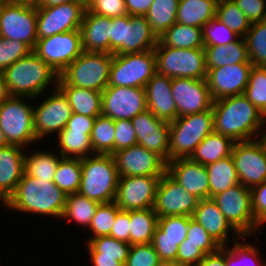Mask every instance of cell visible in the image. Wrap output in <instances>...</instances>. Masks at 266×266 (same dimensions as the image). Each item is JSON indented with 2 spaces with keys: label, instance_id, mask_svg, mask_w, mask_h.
Listing matches in <instances>:
<instances>
[{
  "label": "cell",
  "instance_id": "66",
  "mask_svg": "<svg viewBox=\"0 0 266 266\" xmlns=\"http://www.w3.org/2000/svg\"><path fill=\"white\" fill-rule=\"evenodd\" d=\"M264 126H266V125L264 124ZM257 139L261 143V145L264 148V151L266 153V127L262 128V130L260 131Z\"/></svg>",
  "mask_w": 266,
  "mask_h": 266
},
{
  "label": "cell",
  "instance_id": "56",
  "mask_svg": "<svg viewBox=\"0 0 266 266\" xmlns=\"http://www.w3.org/2000/svg\"><path fill=\"white\" fill-rule=\"evenodd\" d=\"M251 23L266 20V0H233Z\"/></svg>",
  "mask_w": 266,
  "mask_h": 266
},
{
  "label": "cell",
  "instance_id": "46",
  "mask_svg": "<svg viewBox=\"0 0 266 266\" xmlns=\"http://www.w3.org/2000/svg\"><path fill=\"white\" fill-rule=\"evenodd\" d=\"M244 95L266 117V67L252 66Z\"/></svg>",
  "mask_w": 266,
  "mask_h": 266
},
{
  "label": "cell",
  "instance_id": "2",
  "mask_svg": "<svg viewBox=\"0 0 266 266\" xmlns=\"http://www.w3.org/2000/svg\"><path fill=\"white\" fill-rule=\"evenodd\" d=\"M65 203V193L54 182L39 180L24 172L14 193L2 206L20 213L61 219Z\"/></svg>",
  "mask_w": 266,
  "mask_h": 266
},
{
  "label": "cell",
  "instance_id": "22",
  "mask_svg": "<svg viewBox=\"0 0 266 266\" xmlns=\"http://www.w3.org/2000/svg\"><path fill=\"white\" fill-rule=\"evenodd\" d=\"M252 66L237 63L207 70L206 81L212 100L244 94Z\"/></svg>",
  "mask_w": 266,
  "mask_h": 266
},
{
  "label": "cell",
  "instance_id": "16",
  "mask_svg": "<svg viewBox=\"0 0 266 266\" xmlns=\"http://www.w3.org/2000/svg\"><path fill=\"white\" fill-rule=\"evenodd\" d=\"M144 87L107 86L102 91V115L112 120H131L146 111Z\"/></svg>",
  "mask_w": 266,
  "mask_h": 266
},
{
  "label": "cell",
  "instance_id": "38",
  "mask_svg": "<svg viewBox=\"0 0 266 266\" xmlns=\"http://www.w3.org/2000/svg\"><path fill=\"white\" fill-rule=\"evenodd\" d=\"M91 134L84 132H60L56 138V152L62 157L83 159L94 155L90 140Z\"/></svg>",
  "mask_w": 266,
  "mask_h": 266
},
{
  "label": "cell",
  "instance_id": "60",
  "mask_svg": "<svg viewBox=\"0 0 266 266\" xmlns=\"http://www.w3.org/2000/svg\"><path fill=\"white\" fill-rule=\"evenodd\" d=\"M95 119L96 117L72 113L65 128L61 132H84V134H91Z\"/></svg>",
  "mask_w": 266,
  "mask_h": 266
},
{
  "label": "cell",
  "instance_id": "71",
  "mask_svg": "<svg viewBox=\"0 0 266 266\" xmlns=\"http://www.w3.org/2000/svg\"><path fill=\"white\" fill-rule=\"evenodd\" d=\"M0 3H2L3 5H7L13 3V0H0Z\"/></svg>",
  "mask_w": 266,
  "mask_h": 266
},
{
  "label": "cell",
  "instance_id": "29",
  "mask_svg": "<svg viewBox=\"0 0 266 266\" xmlns=\"http://www.w3.org/2000/svg\"><path fill=\"white\" fill-rule=\"evenodd\" d=\"M57 87L69 101L73 113L97 117L102 112V92L68 85L60 76Z\"/></svg>",
  "mask_w": 266,
  "mask_h": 266
},
{
  "label": "cell",
  "instance_id": "12",
  "mask_svg": "<svg viewBox=\"0 0 266 266\" xmlns=\"http://www.w3.org/2000/svg\"><path fill=\"white\" fill-rule=\"evenodd\" d=\"M32 51L60 76L83 52L81 31L72 30L38 39Z\"/></svg>",
  "mask_w": 266,
  "mask_h": 266
},
{
  "label": "cell",
  "instance_id": "47",
  "mask_svg": "<svg viewBox=\"0 0 266 266\" xmlns=\"http://www.w3.org/2000/svg\"><path fill=\"white\" fill-rule=\"evenodd\" d=\"M119 210L120 208L115 202L99 204L88 227L92 232L91 235H93L87 238L85 242H88L91 238L110 236L112 226Z\"/></svg>",
  "mask_w": 266,
  "mask_h": 266
},
{
  "label": "cell",
  "instance_id": "34",
  "mask_svg": "<svg viewBox=\"0 0 266 266\" xmlns=\"http://www.w3.org/2000/svg\"><path fill=\"white\" fill-rule=\"evenodd\" d=\"M158 40L164 45L180 49L204 48L202 28L174 23Z\"/></svg>",
  "mask_w": 266,
  "mask_h": 266
},
{
  "label": "cell",
  "instance_id": "52",
  "mask_svg": "<svg viewBox=\"0 0 266 266\" xmlns=\"http://www.w3.org/2000/svg\"><path fill=\"white\" fill-rule=\"evenodd\" d=\"M159 256L152 243L131 245L124 266H156Z\"/></svg>",
  "mask_w": 266,
  "mask_h": 266
},
{
  "label": "cell",
  "instance_id": "36",
  "mask_svg": "<svg viewBox=\"0 0 266 266\" xmlns=\"http://www.w3.org/2000/svg\"><path fill=\"white\" fill-rule=\"evenodd\" d=\"M205 167L209 176V198L239 183L231 155Z\"/></svg>",
  "mask_w": 266,
  "mask_h": 266
},
{
  "label": "cell",
  "instance_id": "25",
  "mask_svg": "<svg viewBox=\"0 0 266 266\" xmlns=\"http://www.w3.org/2000/svg\"><path fill=\"white\" fill-rule=\"evenodd\" d=\"M221 246H229L237 240L246 239L242 237L227 221L212 198L200 199L192 216ZM233 232V233H232ZM234 236V238H230ZM230 235V236H229Z\"/></svg>",
  "mask_w": 266,
  "mask_h": 266
},
{
  "label": "cell",
  "instance_id": "18",
  "mask_svg": "<svg viewBox=\"0 0 266 266\" xmlns=\"http://www.w3.org/2000/svg\"><path fill=\"white\" fill-rule=\"evenodd\" d=\"M199 200L166 172L159 181L153 208L158 217H192Z\"/></svg>",
  "mask_w": 266,
  "mask_h": 266
},
{
  "label": "cell",
  "instance_id": "27",
  "mask_svg": "<svg viewBox=\"0 0 266 266\" xmlns=\"http://www.w3.org/2000/svg\"><path fill=\"white\" fill-rule=\"evenodd\" d=\"M19 145L0 148V201L2 205L14 193L25 172V152Z\"/></svg>",
  "mask_w": 266,
  "mask_h": 266
},
{
  "label": "cell",
  "instance_id": "21",
  "mask_svg": "<svg viewBox=\"0 0 266 266\" xmlns=\"http://www.w3.org/2000/svg\"><path fill=\"white\" fill-rule=\"evenodd\" d=\"M171 90L178 117L212 108L213 100L206 79L172 78Z\"/></svg>",
  "mask_w": 266,
  "mask_h": 266
},
{
  "label": "cell",
  "instance_id": "48",
  "mask_svg": "<svg viewBox=\"0 0 266 266\" xmlns=\"http://www.w3.org/2000/svg\"><path fill=\"white\" fill-rule=\"evenodd\" d=\"M188 231V216H166L158 218L153 239H170L178 241L180 245Z\"/></svg>",
  "mask_w": 266,
  "mask_h": 266
},
{
  "label": "cell",
  "instance_id": "44",
  "mask_svg": "<svg viewBox=\"0 0 266 266\" xmlns=\"http://www.w3.org/2000/svg\"><path fill=\"white\" fill-rule=\"evenodd\" d=\"M85 244L89 250V256L118 257V261L123 265L126 262L131 246L111 236L91 238L88 242H85Z\"/></svg>",
  "mask_w": 266,
  "mask_h": 266
},
{
  "label": "cell",
  "instance_id": "68",
  "mask_svg": "<svg viewBox=\"0 0 266 266\" xmlns=\"http://www.w3.org/2000/svg\"><path fill=\"white\" fill-rule=\"evenodd\" d=\"M10 145L5 137V134L0 128V148H4L6 146Z\"/></svg>",
  "mask_w": 266,
  "mask_h": 266
},
{
  "label": "cell",
  "instance_id": "33",
  "mask_svg": "<svg viewBox=\"0 0 266 266\" xmlns=\"http://www.w3.org/2000/svg\"><path fill=\"white\" fill-rule=\"evenodd\" d=\"M158 218L154 208L131 210L129 244L152 243L155 229L158 226Z\"/></svg>",
  "mask_w": 266,
  "mask_h": 266
},
{
  "label": "cell",
  "instance_id": "17",
  "mask_svg": "<svg viewBox=\"0 0 266 266\" xmlns=\"http://www.w3.org/2000/svg\"><path fill=\"white\" fill-rule=\"evenodd\" d=\"M37 8V39L80 30L85 8L72 1L56 6H36Z\"/></svg>",
  "mask_w": 266,
  "mask_h": 266
},
{
  "label": "cell",
  "instance_id": "64",
  "mask_svg": "<svg viewBox=\"0 0 266 266\" xmlns=\"http://www.w3.org/2000/svg\"><path fill=\"white\" fill-rule=\"evenodd\" d=\"M11 96L8 91L7 84L5 83L4 76L2 72H0V104L6 101Z\"/></svg>",
  "mask_w": 266,
  "mask_h": 266
},
{
  "label": "cell",
  "instance_id": "7",
  "mask_svg": "<svg viewBox=\"0 0 266 266\" xmlns=\"http://www.w3.org/2000/svg\"><path fill=\"white\" fill-rule=\"evenodd\" d=\"M156 73L169 78L206 79L204 48L180 49L164 46L159 40L154 48Z\"/></svg>",
  "mask_w": 266,
  "mask_h": 266
},
{
  "label": "cell",
  "instance_id": "39",
  "mask_svg": "<svg viewBox=\"0 0 266 266\" xmlns=\"http://www.w3.org/2000/svg\"><path fill=\"white\" fill-rule=\"evenodd\" d=\"M98 205V202L79 193L66 195L65 209L61 218L69 219L66 221H73L84 228L89 227Z\"/></svg>",
  "mask_w": 266,
  "mask_h": 266
},
{
  "label": "cell",
  "instance_id": "32",
  "mask_svg": "<svg viewBox=\"0 0 266 266\" xmlns=\"http://www.w3.org/2000/svg\"><path fill=\"white\" fill-rule=\"evenodd\" d=\"M218 0H180L176 22L202 27L216 17Z\"/></svg>",
  "mask_w": 266,
  "mask_h": 266
},
{
  "label": "cell",
  "instance_id": "59",
  "mask_svg": "<svg viewBox=\"0 0 266 266\" xmlns=\"http://www.w3.org/2000/svg\"><path fill=\"white\" fill-rule=\"evenodd\" d=\"M152 245L160 261H176L178 241L170 239H153Z\"/></svg>",
  "mask_w": 266,
  "mask_h": 266
},
{
  "label": "cell",
  "instance_id": "58",
  "mask_svg": "<svg viewBox=\"0 0 266 266\" xmlns=\"http://www.w3.org/2000/svg\"><path fill=\"white\" fill-rule=\"evenodd\" d=\"M130 211L119 210L112 226L110 236L129 244Z\"/></svg>",
  "mask_w": 266,
  "mask_h": 266
},
{
  "label": "cell",
  "instance_id": "65",
  "mask_svg": "<svg viewBox=\"0 0 266 266\" xmlns=\"http://www.w3.org/2000/svg\"><path fill=\"white\" fill-rule=\"evenodd\" d=\"M72 1H75V0H41L39 6L51 7V6H56L60 4H66Z\"/></svg>",
  "mask_w": 266,
  "mask_h": 266
},
{
  "label": "cell",
  "instance_id": "43",
  "mask_svg": "<svg viewBox=\"0 0 266 266\" xmlns=\"http://www.w3.org/2000/svg\"><path fill=\"white\" fill-rule=\"evenodd\" d=\"M244 39L251 64L266 67V20L251 23Z\"/></svg>",
  "mask_w": 266,
  "mask_h": 266
},
{
  "label": "cell",
  "instance_id": "53",
  "mask_svg": "<svg viewBox=\"0 0 266 266\" xmlns=\"http://www.w3.org/2000/svg\"><path fill=\"white\" fill-rule=\"evenodd\" d=\"M114 153L137 144V135L131 120H114Z\"/></svg>",
  "mask_w": 266,
  "mask_h": 266
},
{
  "label": "cell",
  "instance_id": "5",
  "mask_svg": "<svg viewBox=\"0 0 266 266\" xmlns=\"http://www.w3.org/2000/svg\"><path fill=\"white\" fill-rule=\"evenodd\" d=\"M169 161L190 158L196 147L214 131L212 108L178 117L169 123Z\"/></svg>",
  "mask_w": 266,
  "mask_h": 266
},
{
  "label": "cell",
  "instance_id": "51",
  "mask_svg": "<svg viewBox=\"0 0 266 266\" xmlns=\"http://www.w3.org/2000/svg\"><path fill=\"white\" fill-rule=\"evenodd\" d=\"M32 50L23 42L0 37V72Z\"/></svg>",
  "mask_w": 266,
  "mask_h": 266
},
{
  "label": "cell",
  "instance_id": "41",
  "mask_svg": "<svg viewBox=\"0 0 266 266\" xmlns=\"http://www.w3.org/2000/svg\"><path fill=\"white\" fill-rule=\"evenodd\" d=\"M115 126L114 120L105 115L95 119L90 135L94 154H114Z\"/></svg>",
  "mask_w": 266,
  "mask_h": 266
},
{
  "label": "cell",
  "instance_id": "10",
  "mask_svg": "<svg viewBox=\"0 0 266 266\" xmlns=\"http://www.w3.org/2000/svg\"><path fill=\"white\" fill-rule=\"evenodd\" d=\"M113 54L83 51L60 75L70 86L102 92L109 81Z\"/></svg>",
  "mask_w": 266,
  "mask_h": 266
},
{
  "label": "cell",
  "instance_id": "9",
  "mask_svg": "<svg viewBox=\"0 0 266 266\" xmlns=\"http://www.w3.org/2000/svg\"><path fill=\"white\" fill-rule=\"evenodd\" d=\"M231 226L242 236L251 237L256 232L262 234L261 227L254 218L251 189L241 183L212 197Z\"/></svg>",
  "mask_w": 266,
  "mask_h": 266
},
{
  "label": "cell",
  "instance_id": "62",
  "mask_svg": "<svg viewBox=\"0 0 266 266\" xmlns=\"http://www.w3.org/2000/svg\"><path fill=\"white\" fill-rule=\"evenodd\" d=\"M129 15L145 16L154 0H124Z\"/></svg>",
  "mask_w": 266,
  "mask_h": 266
},
{
  "label": "cell",
  "instance_id": "26",
  "mask_svg": "<svg viewBox=\"0 0 266 266\" xmlns=\"http://www.w3.org/2000/svg\"><path fill=\"white\" fill-rule=\"evenodd\" d=\"M147 108L158 119L172 122L178 118L172 96L171 78L155 73L145 85Z\"/></svg>",
  "mask_w": 266,
  "mask_h": 266
},
{
  "label": "cell",
  "instance_id": "54",
  "mask_svg": "<svg viewBox=\"0 0 266 266\" xmlns=\"http://www.w3.org/2000/svg\"><path fill=\"white\" fill-rule=\"evenodd\" d=\"M87 10L96 15L112 19L128 14L124 0H94Z\"/></svg>",
  "mask_w": 266,
  "mask_h": 266
},
{
  "label": "cell",
  "instance_id": "49",
  "mask_svg": "<svg viewBox=\"0 0 266 266\" xmlns=\"http://www.w3.org/2000/svg\"><path fill=\"white\" fill-rule=\"evenodd\" d=\"M201 28L204 46H224L240 37L216 17Z\"/></svg>",
  "mask_w": 266,
  "mask_h": 266
},
{
  "label": "cell",
  "instance_id": "13",
  "mask_svg": "<svg viewBox=\"0 0 266 266\" xmlns=\"http://www.w3.org/2000/svg\"><path fill=\"white\" fill-rule=\"evenodd\" d=\"M0 37L21 41L33 50L38 40L36 6L3 5L0 11Z\"/></svg>",
  "mask_w": 266,
  "mask_h": 266
},
{
  "label": "cell",
  "instance_id": "69",
  "mask_svg": "<svg viewBox=\"0 0 266 266\" xmlns=\"http://www.w3.org/2000/svg\"><path fill=\"white\" fill-rule=\"evenodd\" d=\"M156 266H181L176 261H160Z\"/></svg>",
  "mask_w": 266,
  "mask_h": 266
},
{
  "label": "cell",
  "instance_id": "57",
  "mask_svg": "<svg viewBox=\"0 0 266 266\" xmlns=\"http://www.w3.org/2000/svg\"><path fill=\"white\" fill-rule=\"evenodd\" d=\"M206 254L197 245L185 244L178 246L176 262L181 266H198Z\"/></svg>",
  "mask_w": 266,
  "mask_h": 266
},
{
  "label": "cell",
  "instance_id": "42",
  "mask_svg": "<svg viewBox=\"0 0 266 266\" xmlns=\"http://www.w3.org/2000/svg\"><path fill=\"white\" fill-rule=\"evenodd\" d=\"M216 18L240 37H244L251 26V22L233 0H218Z\"/></svg>",
  "mask_w": 266,
  "mask_h": 266
},
{
  "label": "cell",
  "instance_id": "30",
  "mask_svg": "<svg viewBox=\"0 0 266 266\" xmlns=\"http://www.w3.org/2000/svg\"><path fill=\"white\" fill-rule=\"evenodd\" d=\"M207 70L237 63H251L244 37L227 45L204 46Z\"/></svg>",
  "mask_w": 266,
  "mask_h": 266
},
{
  "label": "cell",
  "instance_id": "19",
  "mask_svg": "<svg viewBox=\"0 0 266 266\" xmlns=\"http://www.w3.org/2000/svg\"><path fill=\"white\" fill-rule=\"evenodd\" d=\"M162 176H123L118 179L115 203L120 210L153 208Z\"/></svg>",
  "mask_w": 266,
  "mask_h": 266
},
{
  "label": "cell",
  "instance_id": "70",
  "mask_svg": "<svg viewBox=\"0 0 266 266\" xmlns=\"http://www.w3.org/2000/svg\"><path fill=\"white\" fill-rule=\"evenodd\" d=\"M75 1L81 4L85 9H87L94 0H75Z\"/></svg>",
  "mask_w": 266,
  "mask_h": 266
},
{
  "label": "cell",
  "instance_id": "37",
  "mask_svg": "<svg viewBox=\"0 0 266 266\" xmlns=\"http://www.w3.org/2000/svg\"><path fill=\"white\" fill-rule=\"evenodd\" d=\"M180 0H154L145 15L152 32L160 36L176 23L177 10Z\"/></svg>",
  "mask_w": 266,
  "mask_h": 266
},
{
  "label": "cell",
  "instance_id": "35",
  "mask_svg": "<svg viewBox=\"0 0 266 266\" xmlns=\"http://www.w3.org/2000/svg\"><path fill=\"white\" fill-rule=\"evenodd\" d=\"M25 153V173L39 180L53 182L57 165L62 156L57 152L44 150L28 151Z\"/></svg>",
  "mask_w": 266,
  "mask_h": 266
},
{
  "label": "cell",
  "instance_id": "23",
  "mask_svg": "<svg viewBox=\"0 0 266 266\" xmlns=\"http://www.w3.org/2000/svg\"><path fill=\"white\" fill-rule=\"evenodd\" d=\"M137 144L153 151L169 162V122L158 119L148 109L131 119Z\"/></svg>",
  "mask_w": 266,
  "mask_h": 266
},
{
  "label": "cell",
  "instance_id": "31",
  "mask_svg": "<svg viewBox=\"0 0 266 266\" xmlns=\"http://www.w3.org/2000/svg\"><path fill=\"white\" fill-rule=\"evenodd\" d=\"M234 143L230 137L213 131L196 147L190 159L207 166L230 156Z\"/></svg>",
  "mask_w": 266,
  "mask_h": 266
},
{
  "label": "cell",
  "instance_id": "45",
  "mask_svg": "<svg viewBox=\"0 0 266 266\" xmlns=\"http://www.w3.org/2000/svg\"><path fill=\"white\" fill-rule=\"evenodd\" d=\"M237 240L226 248V266H264L259 250L252 243ZM263 260V261H262Z\"/></svg>",
  "mask_w": 266,
  "mask_h": 266
},
{
  "label": "cell",
  "instance_id": "6",
  "mask_svg": "<svg viewBox=\"0 0 266 266\" xmlns=\"http://www.w3.org/2000/svg\"><path fill=\"white\" fill-rule=\"evenodd\" d=\"M157 43L158 38L152 32L146 16L127 14L111 18L110 54L149 51Z\"/></svg>",
  "mask_w": 266,
  "mask_h": 266
},
{
  "label": "cell",
  "instance_id": "14",
  "mask_svg": "<svg viewBox=\"0 0 266 266\" xmlns=\"http://www.w3.org/2000/svg\"><path fill=\"white\" fill-rule=\"evenodd\" d=\"M51 90L52 93L34 107V131L39 142L48 135H58L73 113L64 93L57 86Z\"/></svg>",
  "mask_w": 266,
  "mask_h": 266
},
{
  "label": "cell",
  "instance_id": "1",
  "mask_svg": "<svg viewBox=\"0 0 266 266\" xmlns=\"http://www.w3.org/2000/svg\"><path fill=\"white\" fill-rule=\"evenodd\" d=\"M214 132L234 142L257 139L266 117L242 95L217 99L212 103Z\"/></svg>",
  "mask_w": 266,
  "mask_h": 266
},
{
  "label": "cell",
  "instance_id": "24",
  "mask_svg": "<svg viewBox=\"0 0 266 266\" xmlns=\"http://www.w3.org/2000/svg\"><path fill=\"white\" fill-rule=\"evenodd\" d=\"M166 172L188 193L199 199L209 198V176L201 163L190 158H178L167 162Z\"/></svg>",
  "mask_w": 266,
  "mask_h": 266
},
{
  "label": "cell",
  "instance_id": "50",
  "mask_svg": "<svg viewBox=\"0 0 266 266\" xmlns=\"http://www.w3.org/2000/svg\"><path fill=\"white\" fill-rule=\"evenodd\" d=\"M185 244L197 245L205 253L217 251L221 245L192 217L188 216Z\"/></svg>",
  "mask_w": 266,
  "mask_h": 266
},
{
  "label": "cell",
  "instance_id": "15",
  "mask_svg": "<svg viewBox=\"0 0 266 266\" xmlns=\"http://www.w3.org/2000/svg\"><path fill=\"white\" fill-rule=\"evenodd\" d=\"M231 156L239 183L252 189L266 180V153L258 139L235 142Z\"/></svg>",
  "mask_w": 266,
  "mask_h": 266
},
{
  "label": "cell",
  "instance_id": "67",
  "mask_svg": "<svg viewBox=\"0 0 266 266\" xmlns=\"http://www.w3.org/2000/svg\"><path fill=\"white\" fill-rule=\"evenodd\" d=\"M41 0H13L16 4H27L32 6H39Z\"/></svg>",
  "mask_w": 266,
  "mask_h": 266
},
{
  "label": "cell",
  "instance_id": "63",
  "mask_svg": "<svg viewBox=\"0 0 266 266\" xmlns=\"http://www.w3.org/2000/svg\"><path fill=\"white\" fill-rule=\"evenodd\" d=\"M89 259L92 266H124L118 261V257L90 256Z\"/></svg>",
  "mask_w": 266,
  "mask_h": 266
},
{
  "label": "cell",
  "instance_id": "11",
  "mask_svg": "<svg viewBox=\"0 0 266 266\" xmlns=\"http://www.w3.org/2000/svg\"><path fill=\"white\" fill-rule=\"evenodd\" d=\"M155 73L154 49L129 54H113L108 85L145 87Z\"/></svg>",
  "mask_w": 266,
  "mask_h": 266
},
{
  "label": "cell",
  "instance_id": "40",
  "mask_svg": "<svg viewBox=\"0 0 266 266\" xmlns=\"http://www.w3.org/2000/svg\"><path fill=\"white\" fill-rule=\"evenodd\" d=\"M81 178V159L62 157L59 160L53 182L65 195L78 193Z\"/></svg>",
  "mask_w": 266,
  "mask_h": 266
},
{
  "label": "cell",
  "instance_id": "8",
  "mask_svg": "<svg viewBox=\"0 0 266 266\" xmlns=\"http://www.w3.org/2000/svg\"><path fill=\"white\" fill-rule=\"evenodd\" d=\"M28 100L32 98L10 96L0 104V128L8 143L26 149L38 143L34 131V106Z\"/></svg>",
  "mask_w": 266,
  "mask_h": 266
},
{
  "label": "cell",
  "instance_id": "55",
  "mask_svg": "<svg viewBox=\"0 0 266 266\" xmlns=\"http://www.w3.org/2000/svg\"><path fill=\"white\" fill-rule=\"evenodd\" d=\"M251 195L255 221L261 226V230H263V226L266 224V180L253 187Z\"/></svg>",
  "mask_w": 266,
  "mask_h": 266
},
{
  "label": "cell",
  "instance_id": "61",
  "mask_svg": "<svg viewBox=\"0 0 266 266\" xmlns=\"http://www.w3.org/2000/svg\"><path fill=\"white\" fill-rule=\"evenodd\" d=\"M226 247L221 246L217 251L206 254L198 266H226Z\"/></svg>",
  "mask_w": 266,
  "mask_h": 266
},
{
  "label": "cell",
  "instance_id": "4",
  "mask_svg": "<svg viewBox=\"0 0 266 266\" xmlns=\"http://www.w3.org/2000/svg\"><path fill=\"white\" fill-rule=\"evenodd\" d=\"M82 178L78 193L99 204L115 201L119 174L111 154H94L81 159Z\"/></svg>",
  "mask_w": 266,
  "mask_h": 266
},
{
  "label": "cell",
  "instance_id": "3",
  "mask_svg": "<svg viewBox=\"0 0 266 266\" xmlns=\"http://www.w3.org/2000/svg\"><path fill=\"white\" fill-rule=\"evenodd\" d=\"M11 96L38 99L59 75L33 51L2 72Z\"/></svg>",
  "mask_w": 266,
  "mask_h": 266
},
{
  "label": "cell",
  "instance_id": "20",
  "mask_svg": "<svg viewBox=\"0 0 266 266\" xmlns=\"http://www.w3.org/2000/svg\"><path fill=\"white\" fill-rule=\"evenodd\" d=\"M119 177L123 176H163L167 162L144 146L133 145L113 154Z\"/></svg>",
  "mask_w": 266,
  "mask_h": 266
},
{
  "label": "cell",
  "instance_id": "28",
  "mask_svg": "<svg viewBox=\"0 0 266 266\" xmlns=\"http://www.w3.org/2000/svg\"><path fill=\"white\" fill-rule=\"evenodd\" d=\"M80 31L83 51L110 53L111 18L96 15L86 9Z\"/></svg>",
  "mask_w": 266,
  "mask_h": 266
}]
</instances>
